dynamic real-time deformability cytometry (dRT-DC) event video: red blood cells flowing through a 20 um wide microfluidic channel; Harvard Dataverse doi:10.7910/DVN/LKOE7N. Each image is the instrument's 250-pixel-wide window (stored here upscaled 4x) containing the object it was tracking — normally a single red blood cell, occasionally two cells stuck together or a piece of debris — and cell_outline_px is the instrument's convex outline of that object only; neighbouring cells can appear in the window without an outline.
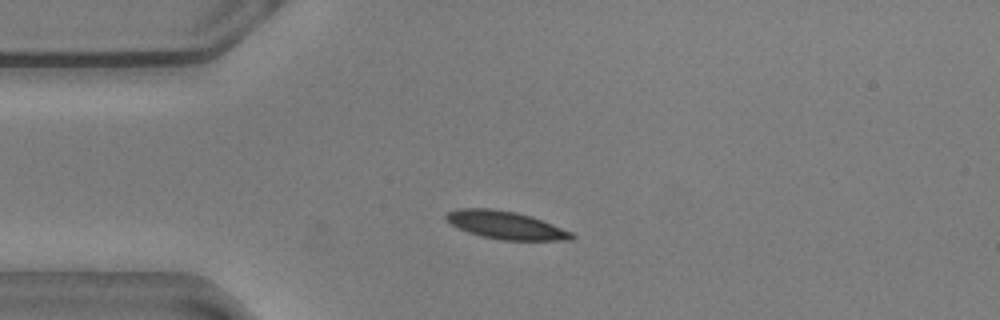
{"species": "common noctule bat (a hibernating species)", "species_latin": "Nyctalus noctula", "temperature_condition": "warm", "stored_images_in_passage": 44, "camera_frame_rate_fps": 3000, "um_per_image_px": 0.085, "animal": {"sex": "male", "body_mass_g": 20.5, "forearm_length_mm": 52.5}, "frame": {"image": 1, "passage_image": 1, "time_ms": 0.0, "image_size_px": [1000, 320], "cell_outline_px": [[576, 236], [572, 240], [500, 240], [468, 232], [452, 224], [444, 216], [448, 212], [460, 208], [492, 208], [516, 212], [532, 216], [572, 232]], "centroid_in_image_um": [43.02, 19.13], "position_along_channel_um": 42.0, "area_um2": 20.23}}
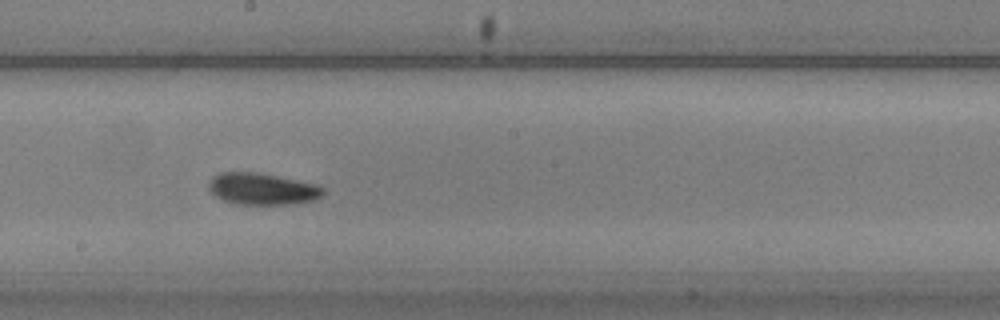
{"frame": {"image": 2, "passage_image": 18, "time_ms": 5.667, "image_size_px": [1000, 320], "cell_outline_px": [[324, 192], [316, 200], [288, 204], [236, 204], [224, 200], [216, 196], [208, 188], [208, 180], [212, 176], [220, 172], [256, 172], [316, 184], [324, 188]], "centroid_in_image_um": [22.26, 16.05], "position_along_channel_um": 225.9, "area_um2": 21.04}}
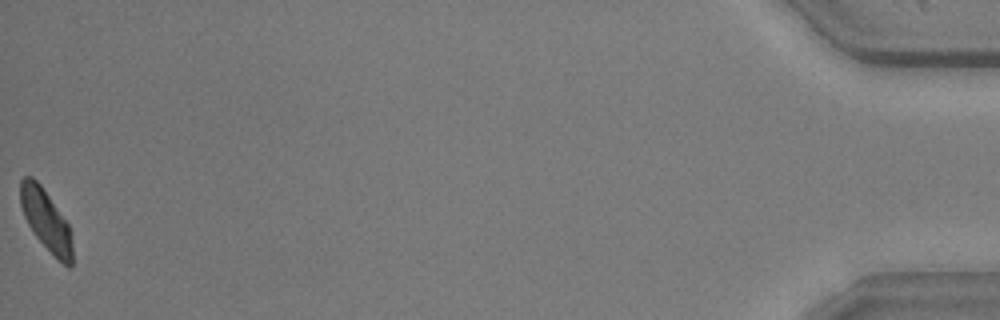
{"frame": {"image": 3, "passage_image": 44, "time_ms": 14.333, "image_size_px": [1000, 320], "cell_outline_px": [[72, 268], [68, 268], [36, 236], [28, 224], [24, 216], [20, 204], [20, 180], [24, 176], [32, 176], [40, 184], [68, 224], [72, 240]], "centroid_in_image_um": [3.9, 18.69], "position_along_channel_um": 431.3, "area_um2": 18.03}, "authors_computed_cell_mechanics": {"area_um2": 20.2878, "velocity_mm_per_s": 3.5841, "shape_relaxation_time_tau1_ms": 2.8594, "shape_relaxation_time_tau2_ms": null, "deformation_change_tau1": 0.094, "deformation_change_tau2": null}}